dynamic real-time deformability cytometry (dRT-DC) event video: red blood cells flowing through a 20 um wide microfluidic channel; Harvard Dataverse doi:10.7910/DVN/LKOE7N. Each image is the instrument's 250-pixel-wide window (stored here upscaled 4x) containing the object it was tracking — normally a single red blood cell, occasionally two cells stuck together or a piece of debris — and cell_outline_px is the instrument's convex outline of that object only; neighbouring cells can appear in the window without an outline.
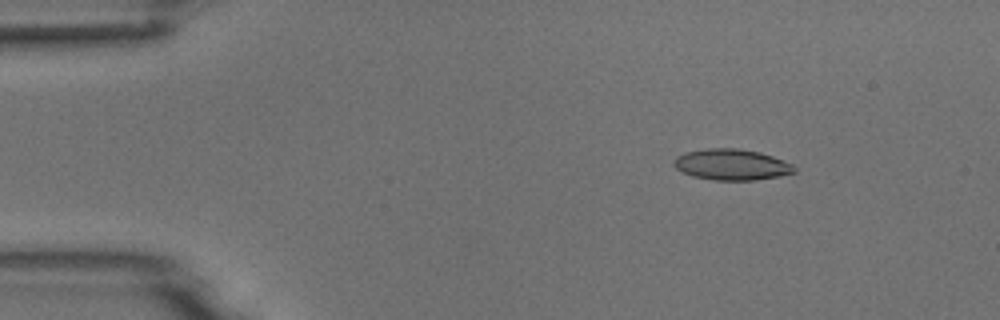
{"species": "common noctule bat (a hibernating species)", "species_latin": "Nyctalus noctula", "temperature_condition": "room temperature", "stored_images_in_passage": 6, "camera_frame_rate_fps": 3000, "um_per_image_px": 0.085, "animal": {"sex": "male", "body_mass_g": 18.8}, "frame": {"image": 1, "passage_image": 2, "time_ms": 0.333, "image_size_px": [1000, 320], "cell_outline_px": [[796, 172], [780, 176], [756, 180], [712, 180], [692, 176], [676, 168], [672, 164], [672, 160], [676, 156], [684, 152], [708, 148], [740, 148], [760, 152], [772, 156], [792, 164], [796, 168]], "centroid_in_image_um": [62.17, 13.98], "position_along_channel_um": 22.8, "area_um2": 21.96}}
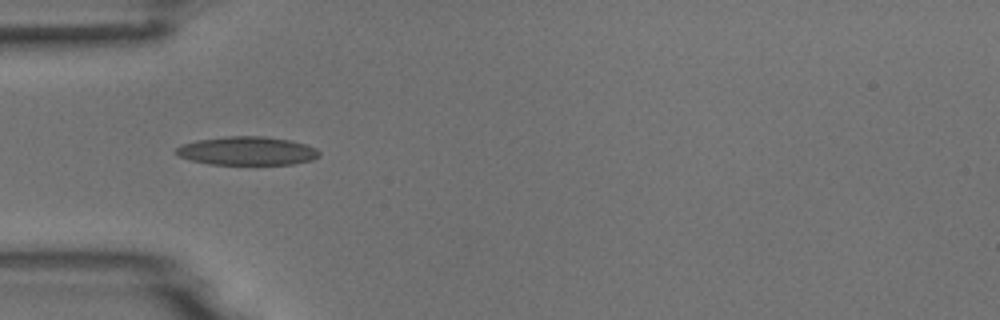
{"frame": {"image": 2, "passage_image": 4, "time_ms": 1.0, "image_size_px": [1000, 320], "cell_outline_px": [[320, 156], [312, 160], [292, 164], [208, 164], [192, 160], [180, 156], [176, 152], [176, 148], [180, 144], [196, 140], [224, 136], [264, 136], [292, 140], [308, 144], [316, 148], [320, 152]], "centroid_in_image_um": [21.04, 12.81], "position_along_channel_um": 64.0, "area_um2": 23.99}}